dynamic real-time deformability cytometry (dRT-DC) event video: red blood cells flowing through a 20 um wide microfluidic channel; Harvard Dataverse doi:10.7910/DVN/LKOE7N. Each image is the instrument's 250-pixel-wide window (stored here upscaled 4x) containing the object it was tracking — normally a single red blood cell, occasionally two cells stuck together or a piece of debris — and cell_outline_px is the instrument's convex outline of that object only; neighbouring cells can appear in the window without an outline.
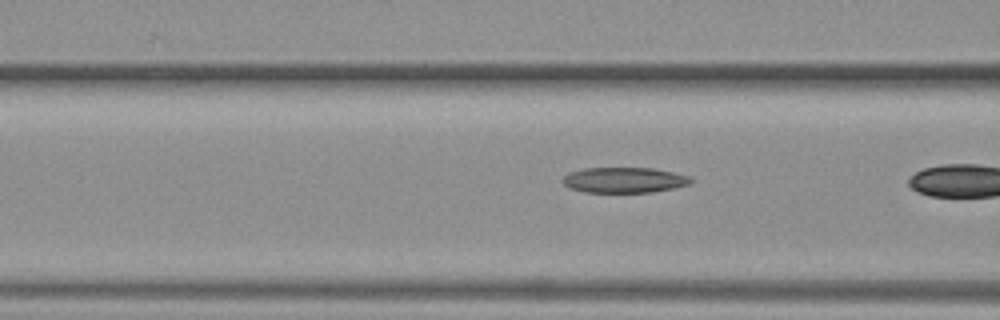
{"species": "common noctule bat (a hibernating species)", "species_latin": "Nyctalus noctula", "temperature_condition": "warm", "stored_images_in_passage": 28, "camera_frame_rate_fps": 3000, "um_per_image_px": 0.085, "animal": {"sex": "female", "body_mass_g": 19.3, "forearm_length_mm": 54.1}, "frame": {"image": 1, "passage_image": 22, "time_ms": 7.0, "image_size_px": [1000, 320], "cell_outline_px": [[696, 180], [688, 184], [672, 188], [652, 192], [584, 192], [568, 188], [560, 180], [568, 172], [584, 168], [652, 168], [692, 176]], "centroid_in_image_um": [53.04, 15.3], "position_along_channel_um": 113.6, "area_um2": 19.19}}